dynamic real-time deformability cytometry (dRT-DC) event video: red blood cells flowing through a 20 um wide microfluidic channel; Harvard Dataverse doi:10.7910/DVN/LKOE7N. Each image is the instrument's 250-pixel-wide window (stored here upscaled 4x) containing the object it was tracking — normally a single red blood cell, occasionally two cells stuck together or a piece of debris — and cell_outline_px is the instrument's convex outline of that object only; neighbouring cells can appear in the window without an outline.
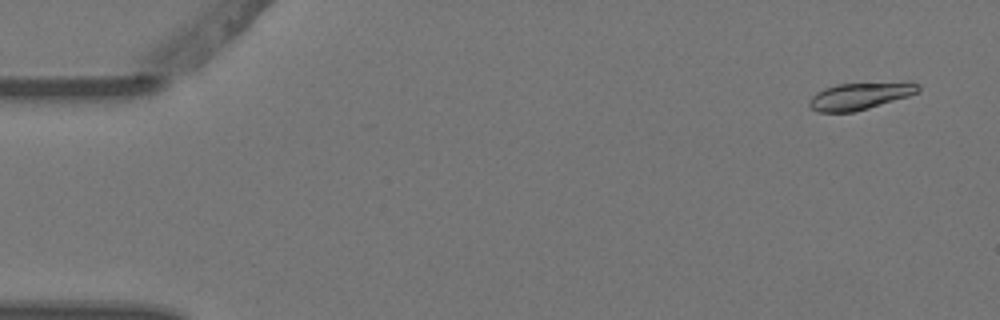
{"species": "Egyptian fruit bat (a non-hibernating species)", "species_latin": "Rousettus aegyptiacus", "temperature_condition": "warm", "stored_images_in_passage": 6, "camera_frame_rate_fps": 3000, "um_per_image_px": 0.085, "animal": {"sex": "female"}, "frame": {"image": 1, "passage_image": 1, "time_ms": 0.0, "image_size_px": [1000, 320], "cell_outline_px": [[920, 88], [916, 92], [908, 96], [868, 108], [852, 112], [816, 112], [808, 104], [808, 100], [816, 92], [824, 88], [836, 84], [908, 80], [920, 84]], "centroid_in_image_um": [73.12, 8.12], "position_along_channel_um": 11.9, "area_um2": 17.63}}
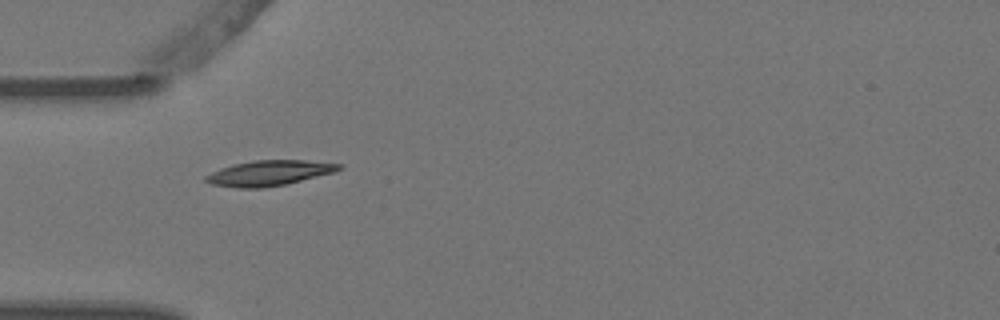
{"frame": {"image": 2, "passage_image": 5, "time_ms": 1.333, "image_size_px": [1000, 320], "cell_outline_px": [[344, 168], [336, 172], [284, 184], [260, 188], [240, 188], [212, 184], [204, 180], [204, 176], [220, 168], [252, 160], [304, 160], [344, 164]], "centroid_in_image_um": [22.92, 14.7], "position_along_channel_um": 62.1, "area_um2": 19.54}}
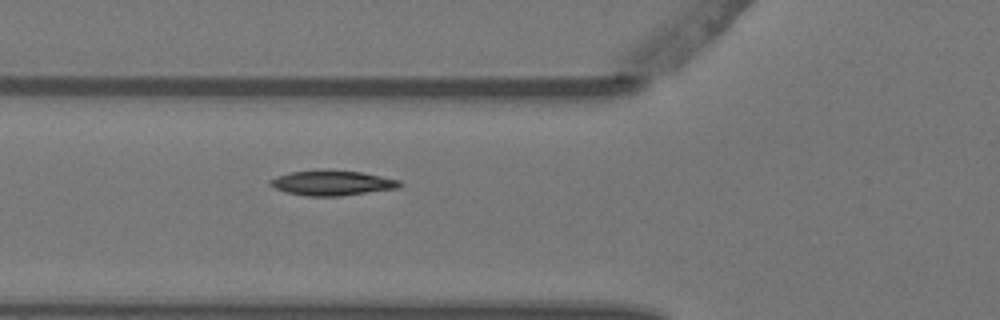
{"frame": {"image": 3, "passage_image": 6, "time_ms": 1.667, "image_size_px": [1000, 320], "cell_outline_px": [[404, 184], [396, 188], [340, 196], [308, 196], [288, 192], [276, 188], [268, 184], [268, 180], [276, 176], [292, 172], [360, 172], [400, 180]], "centroid_in_image_um": [28.23, 15.58], "position_along_channel_um": 97.6, "area_um2": 17.98}}